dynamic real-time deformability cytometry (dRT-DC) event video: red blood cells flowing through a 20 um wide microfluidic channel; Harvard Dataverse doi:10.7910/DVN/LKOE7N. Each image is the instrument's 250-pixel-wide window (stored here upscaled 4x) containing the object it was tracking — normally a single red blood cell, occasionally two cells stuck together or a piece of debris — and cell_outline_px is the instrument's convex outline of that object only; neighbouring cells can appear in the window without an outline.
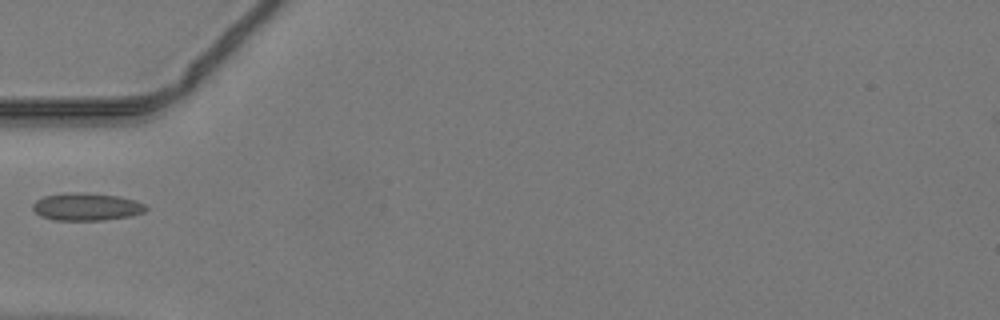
{"species": "common noctule bat (a hibernating species)", "species_latin": "Nyctalus noctula", "temperature_condition": "warm", "stored_images_in_passage": 32, "camera_frame_rate_fps": 3000, "um_per_image_px": 0.085, "animal": {"sex": "male", "body_mass_g": 19.2, "forearm_length_mm": 51.8}, "frame": {"image": 1, "passage_image": 1, "time_ms": 0.0, "image_size_px": [1000, 320], "cell_outline_px": [[148, 208], [144, 212], [132, 216], [104, 220], [56, 220], [40, 216], [32, 208], [32, 204], [36, 200], [44, 196], [68, 192], [88, 192], [120, 196], [136, 200], [144, 204]], "centroid_in_image_um": [7.37, 17.56], "position_along_channel_um": 77.6, "area_um2": 18.44}}
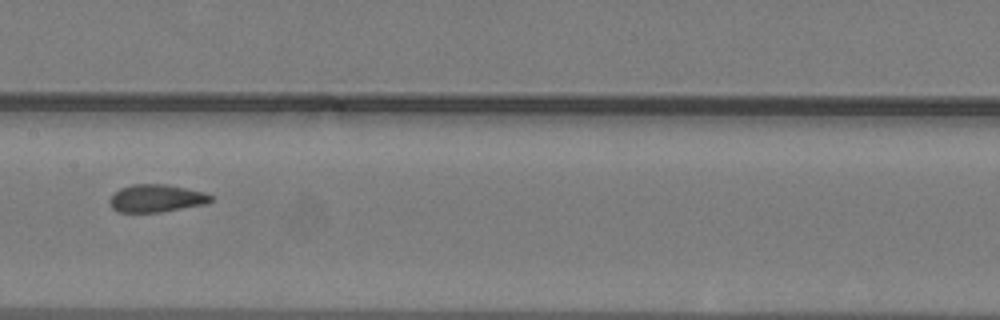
{"frame": {"image": 2, "passage_image": 9, "time_ms": 2.667, "image_size_px": [1000, 320], "cell_outline_px": [[212, 200], [208, 204], [160, 212], [120, 212], [112, 208], [108, 204], [108, 200], [120, 188], [132, 184], [168, 184], [204, 192], [212, 196]], "centroid_in_image_um": [13.29, 16.85], "position_along_channel_um": 194.1, "area_um2": 16.42}}
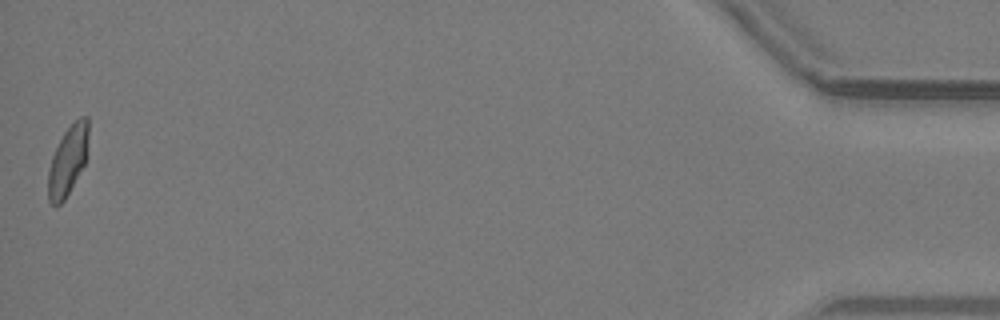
{"frame": {"image": 3, "passage_image": 32, "time_ms": 10.333, "image_size_px": [1000, 320], "cell_outline_px": [[88, 136], [84, 164], [64, 200], [60, 204], [52, 204], [48, 200], [48, 172], [52, 156], [64, 132], [80, 116], [88, 116]], "centroid_in_image_um": [5.76, 13.63], "position_along_channel_um": 429.4, "area_um2": 15.84}}